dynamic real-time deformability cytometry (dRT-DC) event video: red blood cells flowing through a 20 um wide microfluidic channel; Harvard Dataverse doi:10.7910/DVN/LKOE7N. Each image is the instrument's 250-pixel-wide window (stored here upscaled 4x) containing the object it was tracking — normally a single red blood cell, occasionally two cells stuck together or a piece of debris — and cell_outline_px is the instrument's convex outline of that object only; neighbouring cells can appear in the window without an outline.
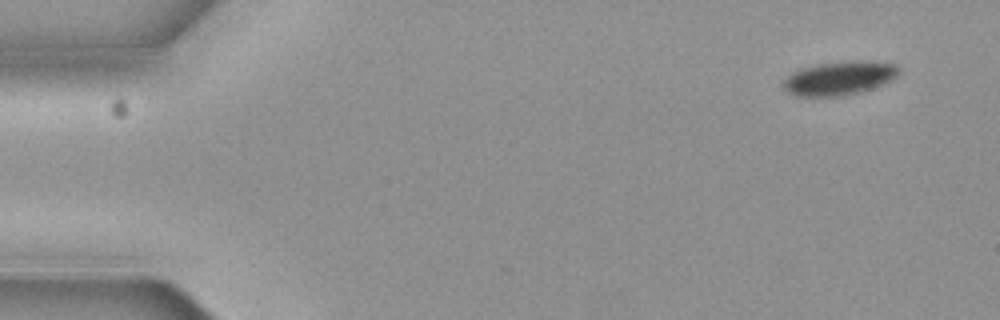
{"species": "common noctule bat (a hibernating species)", "species_latin": "Nyctalus noctula", "temperature_condition": "cold", "stored_images_in_passage": 5, "camera_frame_rate_fps": 3000, "um_per_image_px": 0.085, "animal": {"sex": "female", "body_mass_g": 19.3, "forearm_length_mm": 54.1}, "frame": {"image": 1, "passage_image": 1, "time_ms": 0.0, "image_size_px": [1000, 320], "cell_outline_px": [[900, 72], [892, 80], [884, 84], [860, 92], [844, 96], [796, 96], [788, 92], [784, 88], [784, 80], [792, 72], [800, 68], [816, 64], [852, 60], [872, 60], [896, 64], [900, 68]], "centroid_in_image_um": [71.39, 6.63], "position_along_channel_um": 13.6, "area_um2": 23.06}}